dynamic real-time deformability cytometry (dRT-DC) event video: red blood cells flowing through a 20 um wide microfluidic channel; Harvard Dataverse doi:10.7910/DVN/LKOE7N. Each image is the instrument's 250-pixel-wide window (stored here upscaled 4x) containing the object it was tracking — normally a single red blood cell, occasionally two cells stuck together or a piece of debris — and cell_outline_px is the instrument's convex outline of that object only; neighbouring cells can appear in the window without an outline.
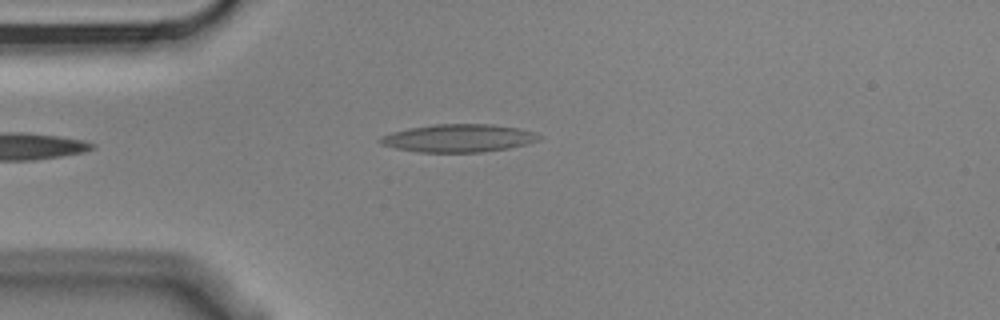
{"species": "Egyptian fruit bat (a non-hibernating species)", "species_latin": "Rousettus aegyptiacus", "temperature_condition": "cold", "stored_images_in_passage": 4, "camera_frame_rate_fps": 3000, "um_per_image_px": 0.085, "animal": {"sex": "male"}, "frame": {"image": 1, "passage_image": 4, "time_ms": 1.0, "image_size_px": [1000, 320], "cell_outline_px": [[540, 140], [508, 148], [480, 152], [416, 152], [396, 148], [380, 144], [376, 140], [380, 136], [392, 132], [408, 128], [436, 124], [488, 124], [520, 128], [532, 132], [540, 136]], "centroid_in_image_um": [38.91, 11.74], "position_along_channel_um": 46.1, "area_um2": 25.72}}